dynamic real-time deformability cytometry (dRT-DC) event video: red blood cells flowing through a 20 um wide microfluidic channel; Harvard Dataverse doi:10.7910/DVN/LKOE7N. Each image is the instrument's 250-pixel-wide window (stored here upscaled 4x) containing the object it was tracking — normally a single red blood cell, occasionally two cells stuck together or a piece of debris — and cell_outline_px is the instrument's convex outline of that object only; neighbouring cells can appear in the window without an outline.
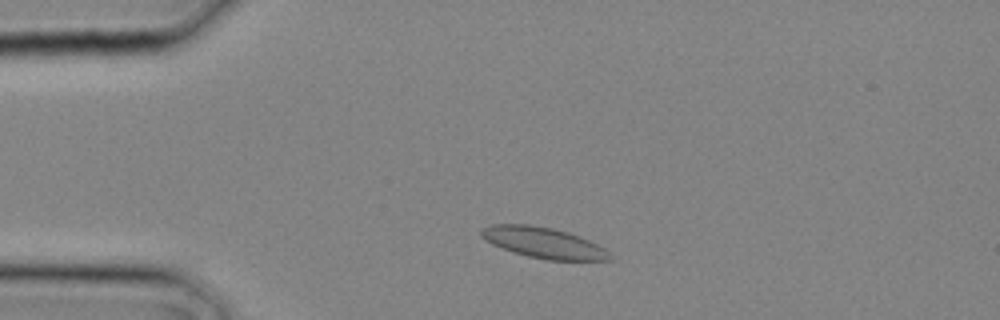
{"species": "common noctule bat (a hibernating species)", "species_latin": "Nyctalus noctula", "temperature_condition": "cold", "stored_images_in_passage": 7, "camera_frame_rate_fps": 3000, "um_per_image_px": 0.085, "animal": {"sex": "male", "body_mass_g": 20.4}, "frame": {"image": 1, "passage_image": 3, "time_ms": 0.667, "image_size_px": [1000, 320], "cell_outline_px": [[612, 260], [548, 260], [528, 256], [512, 252], [492, 244], [484, 240], [480, 236], [480, 228], [492, 224], [528, 224], [552, 228], [568, 232], [588, 240], [604, 248], [612, 256]], "centroid_in_image_um": [46.14, 20.62], "position_along_channel_um": 38.9, "area_um2": 23.06}}
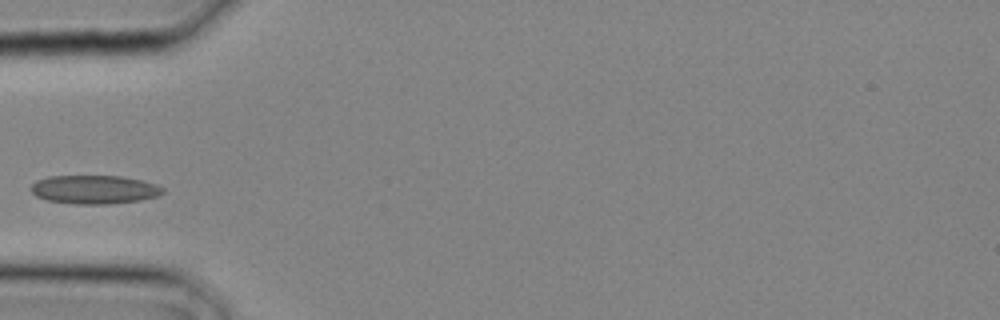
{"frame": {"image": 2, "passage_image": 6, "time_ms": 1.667, "image_size_px": [1000, 320], "cell_outline_px": [[164, 192], [156, 196], [140, 200], [108, 204], [76, 204], [48, 200], [36, 196], [32, 192], [32, 184], [36, 180], [48, 176], [120, 176], [144, 180], [156, 184], [164, 188]], "centroid_in_image_um": [8.03, 16.1], "position_along_channel_um": 77.0, "area_um2": 21.96}}